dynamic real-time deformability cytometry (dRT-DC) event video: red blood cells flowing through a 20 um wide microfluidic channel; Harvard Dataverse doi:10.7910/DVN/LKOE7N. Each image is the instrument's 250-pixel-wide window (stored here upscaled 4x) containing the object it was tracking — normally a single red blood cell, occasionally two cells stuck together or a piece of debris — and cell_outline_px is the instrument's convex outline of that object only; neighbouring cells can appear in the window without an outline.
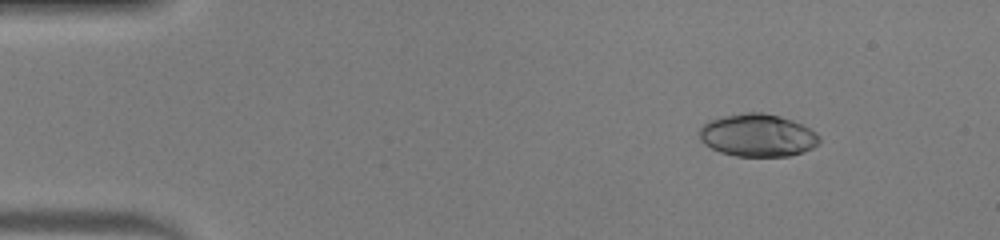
{"species": "human", "species_latin": "Homo sapiens", "temperature_condition": "warm", "stored_images_in_passage": 48, "camera_frame_rate_fps": 3000, "um_per_image_px": 0.085, "donor": {"sex": "male"}, "frame": {"image": 1, "passage_image": 6, "time_ms": 1.667, "image_size_px": [1000, 240], "cell_outline_px": [[820, 144], [812, 148], [788, 156], [736, 156], [720, 152], [704, 144], [700, 140], [700, 128], [708, 120], [720, 116], [744, 112], [760, 112], [780, 116], [792, 120], [816, 132], [820, 136]], "centroid_in_image_um": [64.38, 11.49], "position_along_channel_um": 20.6, "area_um2": 29.88}}
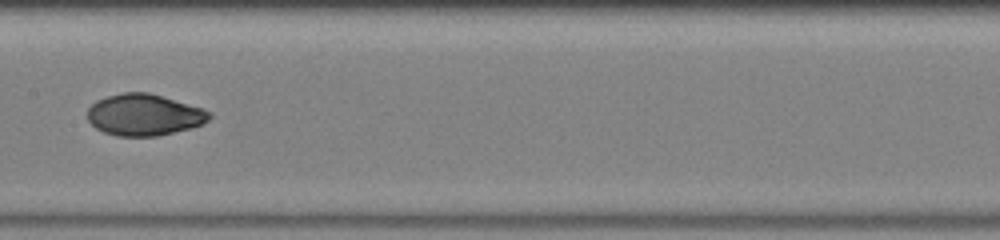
{"frame": {"image": 2, "passage_image": 25, "time_ms": 8.0, "image_size_px": [1000, 240], "cell_outline_px": [[212, 116], [204, 124], [192, 128], [156, 136], [116, 136], [104, 132], [96, 128], [88, 120], [88, 108], [96, 100], [108, 96], [124, 92], [148, 92], [200, 108], [212, 112]], "centroid_in_image_um": [12.25, 9.77], "position_along_channel_um": 195.2, "area_um2": 29.36}}
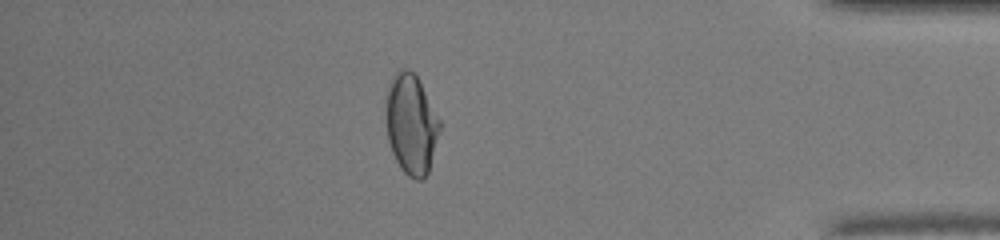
{"frame": {"image": 3, "passage_image": 42, "time_ms": 13.667, "image_size_px": [1000, 240], "cell_outline_px": [[440, 128], [428, 172], [420, 180], [416, 180], [408, 176], [400, 168], [392, 152], [388, 140], [384, 120], [384, 96], [388, 84], [392, 76], [400, 68], [408, 68], [416, 76], [440, 120]], "centroid_in_image_um": [34.88, 10.52], "position_along_channel_um": 400.3, "area_um2": 31.67}, "authors_computed_cell_mechanics": {"area_um2": 29.8826, "velocity_mm_per_s": 4.2829, "shape_relaxation_time_tau1_ms": 8.1185, "shape_relaxation_time_tau2_ms": 1.627, "deformation_change_tau1": 0.2714, "deformation_change_tau2": 0.0422}}